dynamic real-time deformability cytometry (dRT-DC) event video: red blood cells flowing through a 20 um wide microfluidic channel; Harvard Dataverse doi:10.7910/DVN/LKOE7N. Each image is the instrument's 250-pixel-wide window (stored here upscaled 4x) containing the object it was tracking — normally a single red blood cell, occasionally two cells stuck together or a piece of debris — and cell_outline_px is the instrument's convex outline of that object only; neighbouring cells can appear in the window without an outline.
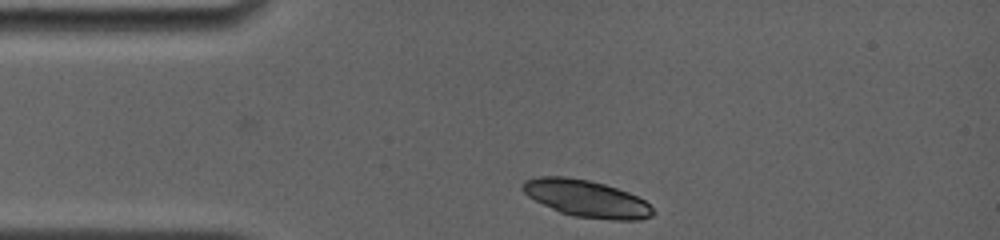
{"species": "common noctule bat (a hibernating species)", "species_latin": "Nyctalus noctula", "temperature_condition": "room temperature", "stored_images_in_passage": 7, "camera_frame_rate_fps": 4000, "um_per_image_px": 0.085, "animal": {"sex": "female", "body_mass_g": 19.0, "forearm_length_mm": 56.7}, "frame": {"image": 1, "passage_image": 1, "time_ms": 0.0, "image_size_px": [1000, 240], "cell_outline_px": [[656, 212], [652, 216], [640, 220], [612, 220], [572, 216], [560, 212], [528, 196], [524, 192], [524, 180], [540, 176], [564, 176], [588, 180], [604, 184], [628, 192], [644, 200]], "centroid_in_image_um": [49.89, 16.89], "position_along_channel_um": 35.1, "area_um2": 27.8}}